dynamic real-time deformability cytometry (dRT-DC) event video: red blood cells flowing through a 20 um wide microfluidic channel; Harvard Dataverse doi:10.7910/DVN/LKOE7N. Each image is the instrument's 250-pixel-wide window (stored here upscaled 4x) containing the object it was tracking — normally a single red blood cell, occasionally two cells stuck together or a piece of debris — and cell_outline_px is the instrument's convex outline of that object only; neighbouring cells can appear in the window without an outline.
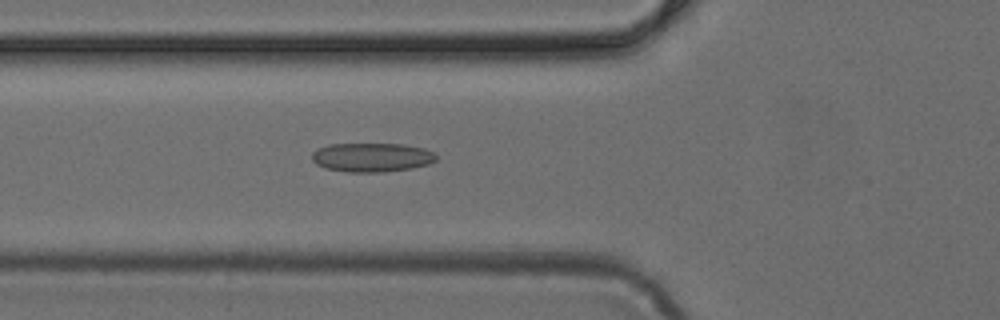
{"species": "common noctule bat (a hibernating species)", "species_latin": "Nyctalus noctula", "temperature_condition": "cold", "stored_images_in_passage": 35, "camera_frame_rate_fps": 3000, "um_per_image_px": 0.085, "animal": {"sex": "female", "body_mass_g": 24.6, "forearm_length_mm": 56.2}, "frame": {"image": 1, "passage_image": 4, "time_ms": 1.0, "image_size_px": [1000, 320], "cell_outline_px": [[436, 160], [428, 164], [412, 168], [384, 172], [348, 172], [324, 168], [316, 164], [312, 160], [312, 152], [316, 148], [328, 144], [404, 144], [424, 148], [432, 152], [436, 156]], "centroid_in_image_um": [31.57, 13.37], "position_along_channel_um": 94.2, "area_um2": 21.15}}
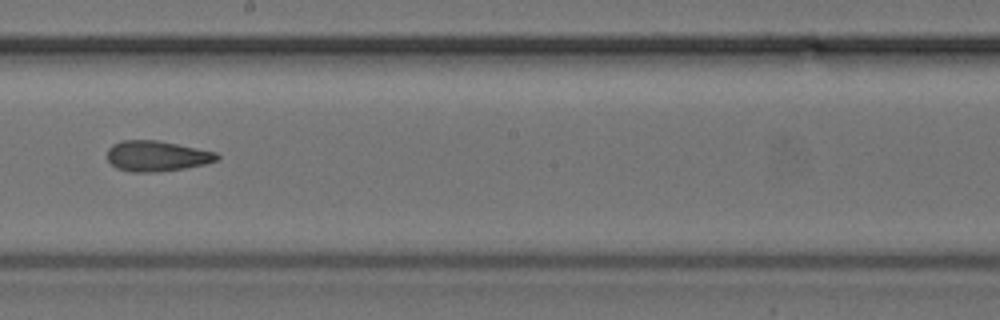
{"frame": {"image": 2, "passage_image": 14, "time_ms": 4.333, "image_size_px": [1000, 320], "cell_outline_px": [[220, 156], [216, 160], [204, 164], [184, 168], [152, 172], [132, 172], [116, 168], [108, 160], [108, 148], [112, 144], [120, 140], [156, 140], [216, 152]], "centroid_in_image_um": [13.28, 13.26], "position_along_channel_um": 234.9, "area_um2": 19.31}}
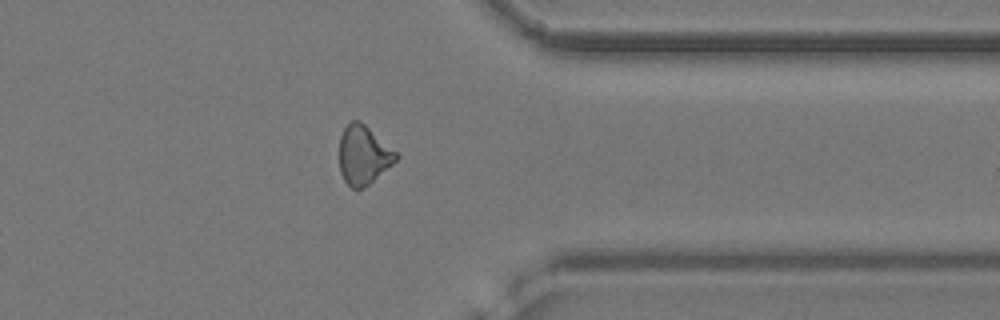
{"frame": {"image": 3, "passage_image": 25, "time_ms": 8.0, "image_size_px": [1000, 320], "cell_outline_px": [[400, 156], [392, 164], [364, 188], [352, 188], [344, 180], [340, 172], [340, 136], [344, 128], [352, 120], [360, 120], [396, 152]], "centroid_in_image_um": [30.88, 13.17], "position_along_channel_um": 380.5, "area_um2": 19.13}}